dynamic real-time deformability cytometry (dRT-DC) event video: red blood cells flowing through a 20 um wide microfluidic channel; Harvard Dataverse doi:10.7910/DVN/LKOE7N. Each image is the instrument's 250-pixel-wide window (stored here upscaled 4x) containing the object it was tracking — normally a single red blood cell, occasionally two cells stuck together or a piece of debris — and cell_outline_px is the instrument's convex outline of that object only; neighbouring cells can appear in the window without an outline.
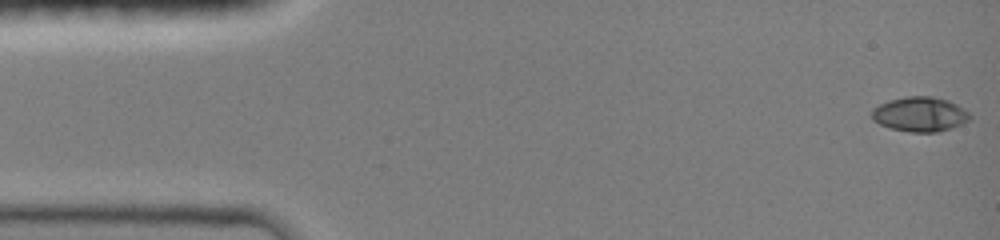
{"species": "common noctule bat (a hibernating species)", "species_latin": "Nyctalus noctula", "temperature_condition": "room temperature", "stored_images_in_passage": 35, "camera_frame_rate_fps": 3000, "um_per_image_px": 0.085, "animal": {"sex": "female", "body_mass_g": 19.0, "forearm_length_mm": 51.5}, "frame": {"image": 1, "passage_image": 1, "time_ms": 0.0, "image_size_px": [1000, 240], "cell_outline_px": [[972, 116], [968, 120], [952, 128], [936, 132], [908, 132], [888, 128], [872, 120], [872, 108], [888, 100], [908, 96], [932, 96], [948, 100], [956, 104], [968, 112]], "centroid_in_image_um": [78.16, 9.71], "position_along_channel_um": 6.8, "area_um2": 19.88}}
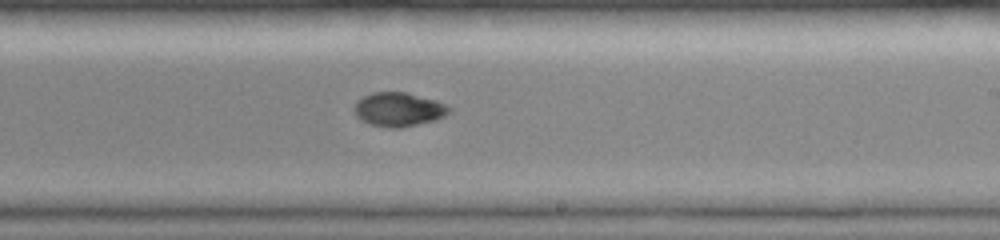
{"frame": {"image": 2, "passage_image": 18, "time_ms": 9.0, "image_size_px": [1000, 240], "cell_outline_px": [[452, 108], [444, 116], [436, 120], [400, 128], [392, 128], [368, 124], [360, 120], [356, 116], [352, 108], [364, 96], [372, 92], [404, 92], [436, 100]], "centroid_in_image_um": [33.86, 9.31], "position_along_channel_um": 255.1, "area_um2": 18.73}}
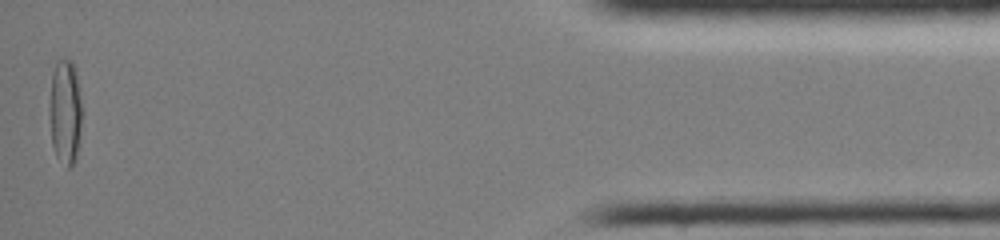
{"frame": {"image": 3, "passage_image": 35, "time_ms": 15.0, "image_size_px": [1000, 240], "cell_outline_px": [[80, 124], [76, 156], [72, 164], [68, 168], [56, 156], [52, 144], [52, 72], [56, 60], [60, 56], [72, 60], [76, 68], [80, 100]], "centroid_in_image_um": [5.56, 9.4], "position_along_channel_um": 429.6, "area_um2": 18.96}, "authors_computed_cell_mechanics": {"area_um2": 18.6694, "velocity_mm_per_s": 4.1183, "shape_relaxation_time_tau1_ms": 7.6988, "shape_relaxation_time_tau2_ms": 2.8207, "deformation_change_tau1": 0.2467, "deformation_change_tau2": 0.0464}}